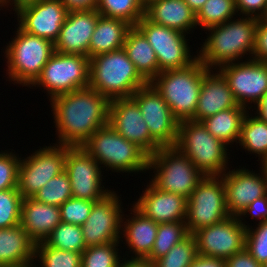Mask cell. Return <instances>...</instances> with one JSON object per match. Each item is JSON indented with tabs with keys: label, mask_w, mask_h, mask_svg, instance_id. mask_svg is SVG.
Listing matches in <instances>:
<instances>
[{
	"label": "cell",
	"mask_w": 267,
	"mask_h": 267,
	"mask_svg": "<svg viewBox=\"0 0 267 267\" xmlns=\"http://www.w3.org/2000/svg\"><path fill=\"white\" fill-rule=\"evenodd\" d=\"M56 141L69 147H82L99 128L109 123L110 100L86 87L57 96L50 101Z\"/></svg>",
	"instance_id": "1"
},
{
	"label": "cell",
	"mask_w": 267,
	"mask_h": 267,
	"mask_svg": "<svg viewBox=\"0 0 267 267\" xmlns=\"http://www.w3.org/2000/svg\"><path fill=\"white\" fill-rule=\"evenodd\" d=\"M258 21L252 16L238 15L221 25L206 29V39L204 42L201 40L198 49L194 48L198 52V59L208 69L252 59Z\"/></svg>",
	"instance_id": "2"
},
{
	"label": "cell",
	"mask_w": 267,
	"mask_h": 267,
	"mask_svg": "<svg viewBox=\"0 0 267 267\" xmlns=\"http://www.w3.org/2000/svg\"><path fill=\"white\" fill-rule=\"evenodd\" d=\"M15 25L14 35L1 51L7 63L3 78L7 76L6 81L15 86L29 87L55 52L54 43L29 34Z\"/></svg>",
	"instance_id": "3"
},
{
	"label": "cell",
	"mask_w": 267,
	"mask_h": 267,
	"mask_svg": "<svg viewBox=\"0 0 267 267\" xmlns=\"http://www.w3.org/2000/svg\"><path fill=\"white\" fill-rule=\"evenodd\" d=\"M82 147L105 171L128 176L148 172L149 155L118 134L109 123L96 130Z\"/></svg>",
	"instance_id": "4"
},
{
	"label": "cell",
	"mask_w": 267,
	"mask_h": 267,
	"mask_svg": "<svg viewBox=\"0 0 267 267\" xmlns=\"http://www.w3.org/2000/svg\"><path fill=\"white\" fill-rule=\"evenodd\" d=\"M147 84L123 48L90 59L89 87L110 101L131 97Z\"/></svg>",
	"instance_id": "5"
},
{
	"label": "cell",
	"mask_w": 267,
	"mask_h": 267,
	"mask_svg": "<svg viewBox=\"0 0 267 267\" xmlns=\"http://www.w3.org/2000/svg\"><path fill=\"white\" fill-rule=\"evenodd\" d=\"M175 147L184 153L204 176H222L232 168V150L222 140L211 135L202 122H179Z\"/></svg>",
	"instance_id": "6"
},
{
	"label": "cell",
	"mask_w": 267,
	"mask_h": 267,
	"mask_svg": "<svg viewBox=\"0 0 267 267\" xmlns=\"http://www.w3.org/2000/svg\"><path fill=\"white\" fill-rule=\"evenodd\" d=\"M209 70L197 59L186 68L160 72L150 84L163 97L179 122L194 121L202 79Z\"/></svg>",
	"instance_id": "7"
},
{
	"label": "cell",
	"mask_w": 267,
	"mask_h": 267,
	"mask_svg": "<svg viewBox=\"0 0 267 267\" xmlns=\"http://www.w3.org/2000/svg\"><path fill=\"white\" fill-rule=\"evenodd\" d=\"M148 171L152 175H149L150 180L147 181L156 188L181 195L186 199L204 178L193 162L175 146L161 147L150 155Z\"/></svg>",
	"instance_id": "8"
},
{
	"label": "cell",
	"mask_w": 267,
	"mask_h": 267,
	"mask_svg": "<svg viewBox=\"0 0 267 267\" xmlns=\"http://www.w3.org/2000/svg\"><path fill=\"white\" fill-rule=\"evenodd\" d=\"M89 70L90 59L87 56L54 52L28 88H41L46 91L50 101L57 96L89 87Z\"/></svg>",
	"instance_id": "9"
},
{
	"label": "cell",
	"mask_w": 267,
	"mask_h": 267,
	"mask_svg": "<svg viewBox=\"0 0 267 267\" xmlns=\"http://www.w3.org/2000/svg\"><path fill=\"white\" fill-rule=\"evenodd\" d=\"M152 46L157 59L159 73L166 70L183 69L198 59V52H194L187 38L192 36L176 29L158 25L150 21L145 15L136 24ZM190 45V46H189ZM196 53V54H194Z\"/></svg>",
	"instance_id": "10"
},
{
	"label": "cell",
	"mask_w": 267,
	"mask_h": 267,
	"mask_svg": "<svg viewBox=\"0 0 267 267\" xmlns=\"http://www.w3.org/2000/svg\"><path fill=\"white\" fill-rule=\"evenodd\" d=\"M52 144V145H51ZM21 157L18 167L17 189L22 198H33L53 177L65 170L67 146L51 143Z\"/></svg>",
	"instance_id": "11"
},
{
	"label": "cell",
	"mask_w": 267,
	"mask_h": 267,
	"mask_svg": "<svg viewBox=\"0 0 267 267\" xmlns=\"http://www.w3.org/2000/svg\"><path fill=\"white\" fill-rule=\"evenodd\" d=\"M230 215L221 176H204L187 199L185 223L189 234L200 228L222 222Z\"/></svg>",
	"instance_id": "12"
},
{
	"label": "cell",
	"mask_w": 267,
	"mask_h": 267,
	"mask_svg": "<svg viewBox=\"0 0 267 267\" xmlns=\"http://www.w3.org/2000/svg\"><path fill=\"white\" fill-rule=\"evenodd\" d=\"M64 171L69 177L74 198L96 202L113 191L104 187L105 171L83 147L67 146Z\"/></svg>",
	"instance_id": "13"
},
{
	"label": "cell",
	"mask_w": 267,
	"mask_h": 267,
	"mask_svg": "<svg viewBox=\"0 0 267 267\" xmlns=\"http://www.w3.org/2000/svg\"><path fill=\"white\" fill-rule=\"evenodd\" d=\"M217 70L227 81L237 103L248 110L267 92L266 62L249 59L222 65Z\"/></svg>",
	"instance_id": "14"
},
{
	"label": "cell",
	"mask_w": 267,
	"mask_h": 267,
	"mask_svg": "<svg viewBox=\"0 0 267 267\" xmlns=\"http://www.w3.org/2000/svg\"><path fill=\"white\" fill-rule=\"evenodd\" d=\"M113 189L103 199L94 202L91 213L81 226L86 247L120 241L124 204L121 194Z\"/></svg>",
	"instance_id": "15"
},
{
	"label": "cell",
	"mask_w": 267,
	"mask_h": 267,
	"mask_svg": "<svg viewBox=\"0 0 267 267\" xmlns=\"http://www.w3.org/2000/svg\"><path fill=\"white\" fill-rule=\"evenodd\" d=\"M138 104L151 137L161 146H175L179 121L156 89L148 83L131 96Z\"/></svg>",
	"instance_id": "16"
},
{
	"label": "cell",
	"mask_w": 267,
	"mask_h": 267,
	"mask_svg": "<svg viewBox=\"0 0 267 267\" xmlns=\"http://www.w3.org/2000/svg\"><path fill=\"white\" fill-rule=\"evenodd\" d=\"M198 255L227 259L245 248L246 228L238 217L198 229L193 233Z\"/></svg>",
	"instance_id": "17"
},
{
	"label": "cell",
	"mask_w": 267,
	"mask_h": 267,
	"mask_svg": "<svg viewBox=\"0 0 267 267\" xmlns=\"http://www.w3.org/2000/svg\"><path fill=\"white\" fill-rule=\"evenodd\" d=\"M258 165V171L245 168V164L236 166V169L229 168L221 176L230 216L238 217L251 202L267 194V177L263 168Z\"/></svg>",
	"instance_id": "18"
},
{
	"label": "cell",
	"mask_w": 267,
	"mask_h": 267,
	"mask_svg": "<svg viewBox=\"0 0 267 267\" xmlns=\"http://www.w3.org/2000/svg\"><path fill=\"white\" fill-rule=\"evenodd\" d=\"M109 125L126 140L138 145L149 156L161 148L151 137L139 106L132 97L110 101Z\"/></svg>",
	"instance_id": "19"
},
{
	"label": "cell",
	"mask_w": 267,
	"mask_h": 267,
	"mask_svg": "<svg viewBox=\"0 0 267 267\" xmlns=\"http://www.w3.org/2000/svg\"><path fill=\"white\" fill-rule=\"evenodd\" d=\"M68 12L61 0H39L21 8L14 18L23 31L54 43Z\"/></svg>",
	"instance_id": "20"
},
{
	"label": "cell",
	"mask_w": 267,
	"mask_h": 267,
	"mask_svg": "<svg viewBox=\"0 0 267 267\" xmlns=\"http://www.w3.org/2000/svg\"><path fill=\"white\" fill-rule=\"evenodd\" d=\"M130 207L128 213L131 215H127V213L124 214L127 212L124 211L121 221L120 243L125 244L123 245V247H125H122L123 250L127 248L125 253H123V257L130 259H147L154 246L158 224L145 216L133 204H130Z\"/></svg>",
	"instance_id": "21"
},
{
	"label": "cell",
	"mask_w": 267,
	"mask_h": 267,
	"mask_svg": "<svg viewBox=\"0 0 267 267\" xmlns=\"http://www.w3.org/2000/svg\"><path fill=\"white\" fill-rule=\"evenodd\" d=\"M139 197L132 201L133 205L145 216L157 224L185 222L187 215V199L181 195L164 192L156 188L150 181Z\"/></svg>",
	"instance_id": "22"
},
{
	"label": "cell",
	"mask_w": 267,
	"mask_h": 267,
	"mask_svg": "<svg viewBox=\"0 0 267 267\" xmlns=\"http://www.w3.org/2000/svg\"><path fill=\"white\" fill-rule=\"evenodd\" d=\"M99 16L96 9L69 11L54 42L55 52L88 57L91 37Z\"/></svg>",
	"instance_id": "23"
},
{
	"label": "cell",
	"mask_w": 267,
	"mask_h": 267,
	"mask_svg": "<svg viewBox=\"0 0 267 267\" xmlns=\"http://www.w3.org/2000/svg\"><path fill=\"white\" fill-rule=\"evenodd\" d=\"M238 105L222 74L217 69H210L202 79L194 121L201 122L209 116Z\"/></svg>",
	"instance_id": "24"
},
{
	"label": "cell",
	"mask_w": 267,
	"mask_h": 267,
	"mask_svg": "<svg viewBox=\"0 0 267 267\" xmlns=\"http://www.w3.org/2000/svg\"><path fill=\"white\" fill-rule=\"evenodd\" d=\"M60 222L58 206L44 204L34 198L22 200L20 224L35 243L43 242Z\"/></svg>",
	"instance_id": "25"
},
{
	"label": "cell",
	"mask_w": 267,
	"mask_h": 267,
	"mask_svg": "<svg viewBox=\"0 0 267 267\" xmlns=\"http://www.w3.org/2000/svg\"><path fill=\"white\" fill-rule=\"evenodd\" d=\"M145 16L153 23L187 35L198 30L196 14L184 0H154L145 7Z\"/></svg>",
	"instance_id": "26"
},
{
	"label": "cell",
	"mask_w": 267,
	"mask_h": 267,
	"mask_svg": "<svg viewBox=\"0 0 267 267\" xmlns=\"http://www.w3.org/2000/svg\"><path fill=\"white\" fill-rule=\"evenodd\" d=\"M36 243L18 224L0 228V267L22 266L34 262Z\"/></svg>",
	"instance_id": "27"
},
{
	"label": "cell",
	"mask_w": 267,
	"mask_h": 267,
	"mask_svg": "<svg viewBox=\"0 0 267 267\" xmlns=\"http://www.w3.org/2000/svg\"><path fill=\"white\" fill-rule=\"evenodd\" d=\"M132 27L122 19L100 15L91 37L88 58L122 49L127 33Z\"/></svg>",
	"instance_id": "28"
},
{
	"label": "cell",
	"mask_w": 267,
	"mask_h": 267,
	"mask_svg": "<svg viewBox=\"0 0 267 267\" xmlns=\"http://www.w3.org/2000/svg\"><path fill=\"white\" fill-rule=\"evenodd\" d=\"M123 49L148 83L159 74L157 56L147 38L136 26L128 31Z\"/></svg>",
	"instance_id": "29"
},
{
	"label": "cell",
	"mask_w": 267,
	"mask_h": 267,
	"mask_svg": "<svg viewBox=\"0 0 267 267\" xmlns=\"http://www.w3.org/2000/svg\"><path fill=\"white\" fill-rule=\"evenodd\" d=\"M247 112L246 107L238 105L209 116L201 122L215 138L222 140L231 148L234 143L238 147L241 125Z\"/></svg>",
	"instance_id": "30"
},
{
	"label": "cell",
	"mask_w": 267,
	"mask_h": 267,
	"mask_svg": "<svg viewBox=\"0 0 267 267\" xmlns=\"http://www.w3.org/2000/svg\"><path fill=\"white\" fill-rule=\"evenodd\" d=\"M238 143V149L258 157L259 164L267 160V123L251 110L244 116Z\"/></svg>",
	"instance_id": "31"
},
{
	"label": "cell",
	"mask_w": 267,
	"mask_h": 267,
	"mask_svg": "<svg viewBox=\"0 0 267 267\" xmlns=\"http://www.w3.org/2000/svg\"><path fill=\"white\" fill-rule=\"evenodd\" d=\"M238 16L235 0H207L196 14V23L201 31L221 25Z\"/></svg>",
	"instance_id": "32"
},
{
	"label": "cell",
	"mask_w": 267,
	"mask_h": 267,
	"mask_svg": "<svg viewBox=\"0 0 267 267\" xmlns=\"http://www.w3.org/2000/svg\"><path fill=\"white\" fill-rule=\"evenodd\" d=\"M96 10L101 16L122 19L132 26L145 15L140 0H98Z\"/></svg>",
	"instance_id": "33"
},
{
	"label": "cell",
	"mask_w": 267,
	"mask_h": 267,
	"mask_svg": "<svg viewBox=\"0 0 267 267\" xmlns=\"http://www.w3.org/2000/svg\"><path fill=\"white\" fill-rule=\"evenodd\" d=\"M44 242L57 249L82 253L86 247L81 226L60 222Z\"/></svg>",
	"instance_id": "34"
},
{
	"label": "cell",
	"mask_w": 267,
	"mask_h": 267,
	"mask_svg": "<svg viewBox=\"0 0 267 267\" xmlns=\"http://www.w3.org/2000/svg\"><path fill=\"white\" fill-rule=\"evenodd\" d=\"M189 235L185 222H170L158 224L154 246L147 260L154 262L166 255L177 243Z\"/></svg>",
	"instance_id": "35"
},
{
	"label": "cell",
	"mask_w": 267,
	"mask_h": 267,
	"mask_svg": "<svg viewBox=\"0 0 267 267\" xmlns=\"http://www.w3.org/2000/svg\"><path fill=\"white\" fill-rule=\"evenodd\" d=\"M119 246L122 247L120 241H116L85 248L81 253V267H119L123 259Z\"/></svg>",
	"instance_id": "36"
},
{
	"label": "cell",
	"mask_w": 267,
	"mask_h": 267,
	"mask_svg": "<svg viewBox=\"0 0 267 267\" xmlns=\"http://www.w3.org/2000/svg\"><path fill=\"white\" fill-rule=\"evenodd\" d=\"M34 262L37 267H81V253L50 247L43 241L36 243Z\"/></svg>",
	"instance_id": "37"
},
{
	"label": "cell",
	"mask_w": 267,
	"mask_h": 267,
	"mask_svg": "<svg viewBox=\"0 0 267 267\" xmlns=\"http://www.w3.org/2000/svg\"><path fill=\"white\" fill-rule=\"evenodd\" d=\"M198 255L196 239L189 234L174 245L166 255L154 261L155 267H189Z\"/></svg>",
	"instance_id": "38"
},
{
	"label": "cell",
	"mask_w": 267,
	"mask_h": 267,
	"mask_svg": "<svg viewBox=\"0 0 267 267\" xmlns=\"http://www.w3.org/2000/svg\"><path fill=\"white\" fill-rule=\"evenodd\" d=\"M72 196L69 177L65 171L50 179L33 197L36 201L60 207Z\"/></svg>",
	"instance_id": "39"
},
{
	"label": "cell",
	"mask_w": 267,
	"mask_h": 267,
	"mask_svg": "<svg viewBox=\"0 0 267 267\" xmlns=\"http://www.w3.org/2000/svg\"><path fill=\"white\" fill-rule=\"evenodd\" d=\"M22 200L17 188L0 190V228L20 224Z\"/></svg>",
	"instance_id": "40"
},
{
	"label": "cell",
	"mask_w": 267,
	"mask_h": 267,
	"mask_svg": "<svg viewBox=\"0 0 267 267\" xmlns=\"http://www.w3.org/2000/svg\"><path fill=\"white\" fill-rule=\"evenodd\" d=\"M245 248L260 264L267 261V221L246 229Z\"/></svg>",
	"instance_id": "41"
},
{
	"label": "cell",
	"mask_w": 267,
	"mask_h": 267,
	"mask_svg": "<svg viewBox=\"0 0 267 267\" xmlns=\"http://www.w3.org/2000/svg\"><path fill=\"white\" fill-rule=\"evenodd\" d=\"M95 201L71 197L59 208L61 222L82 226L89 217Z\"/></svg>",
	"instance_id": "42"
},
{
	"label": "cell",
	"mask_w": 267,
	"mask_h": 267,
	"mask_svg": "<svg viewBox=\"0 0 267 267\" xmlns=\"http://www.w3.org/2000/svg\"><path fill=\"white\" fill-rule=\"evenodd\" d=\"M21 156L22 154L19 157V154L12 149L0 151V190L17 188L18 167Z\"/></svg>",
	"instance_id": "43"
},
{
	"label": "cell",
	"mask_w": 267,
	"mask_h": 267,
	"mask_svg": "<svg viewBox=\"0 0 267 267\" xmlns=\"http://www.w3.org/2000/svg\"><path fill=\"white\" fill-rule=\"evenodd\" d=\"M249 216L252 218L251 221L255 220L256 224L267 221V194L251 202L238 216L240 223L246 229L251 226L250 223L245 221L246 217Z\"/></svg>",
	"instance_id": "44"
},
{
	"label": "cell",
	"mask_w": 267,
	"mask_h": 267,
	"mask_svg": "<svg viewBox=\"0 0 267 267\" xmlns=\"http://www.w3.org/2000/svg\"><path fill=\"white\" fill-rule=\"evenodd\" d=\"M235 5L240 16L265 19L267 0H235Z\"/></svg>",
	"instance_id": "45"
},
{
	"label": "cell",
	"mask_w": 267,
	"mask_h": 267,
	"mask_svg": "<svg viewBox=\"0 0 267 267\" xmlns=\"http://www.w3.org/2000/svg\"><path fill=\"white\" fill-rule=\"evenodd\" d=\"M252 59L267 63V20L259 19L256 33L255 46Z\"/></svg>",
	"instance_id": "46"
},
{
	"label": "cell",
	"mask_w": 267,
	"mask_h": 267,
	"mask_svg": "<svg viewBox=\"0 0 267 267\" xmlns=\"http://www.w3.org/2000/svg\"><path fill=\"white\" fill-rule=\"evenodd\" d=\"M225 261L226 267H263L262 264L251 256L246 248L236 252L231 257L225 259Z\"/></svg>",
	"instance_id": "47"
},
{
	"label": "cell",
	"mask_w": 267,
	"mask_h": 267,
	"mask_svg": "<svg viewBox=\"0 0 267 267\" xmlns=\"http://www.w3.org/2000/svg\"><path fill=\"white\" fill-rule=\"evenodd\" d=\"M189 267H226V261L223 258L197 255Z\"/></svg>",
	"instance_id": "48"
},
{
	"label": "cell",
	"mask_w": 267,
	"mask_h": 267,
	"mask_svg": "<svg viewBox=\"0 0 267 267\" xmlns=\"http://www.w3.org/2000/svg\"><path fill=\"white\" fill-rule=\"evenodd\" d=\"M68 11L96 9L98 0H61Z\"/></svg>",
	"instance_id": "49"
},
{
	"label": "cell",
	"mask_w": 267,
	"mask_h": 267,
	"mask_svg": "<svg viewBox=\"0 0 267 267\" xmlns=\"http://www.w3.org/2000/svg\"><path fill=\"white\" fill-rule=\"evenodd\" d=\"M37 1L39 0H0V11L5 9V11L10 10L14 12L13 14H16L21 8L32 5Z\"/></svg>",
	"instance_id": "50"
},
{
	"label": "cell",
	"mask_w": 267,
	"mask_h": 267,
	"mask_svg": "<svg viewBox=\"0 0 267 267\" xmlns=\"http://www.w3.org/2000/svg\"><path fill=\"white\" fill-rule=\"evenodd\" d=\"M119 267H155L154 262L147 259H122Z\"/></svg>",
	"instance_id": "51"
},
{
	"label": "cell",
	"mask_w": 267,
	"mask_h": 267,
	"mask_svg": "<svg viewBox=\"0 0 267 267\" xmlns=\"http://www.w3.org/2000/svg\"><path fill=\"white\" fill-rule=\"evenodd\" d=\"M253 113L258 115L262 120L267 123V92L262 96L259 103L252 108Z\"/></svg>",
	"instance_id": "52"
},
{
	"label": "cell",
	"mask_w": 267,
	"mask_h": 267,
	"mask_svg": "<svg viewBox=\"0 0 267 267\" xmlns=\"http://www.w3.org/2000/svg\"><path fill=\"white\" fill-rule=\"evenodd\" d=\"M207 0H184V2L197 14Z\"/></svg>",
	"instance_id": "53"
},
{
	"label": "cell",
	"mask_w": 267,
	"mask_h": 267,
	"mask_svg": "<svg viewBox=\"0 0 267 267\" xmlns=\"http://www.w3.org/2000/svg\"><path fill=\"white\" fill-rule=\"evenodd\" d=\"M260 166L263 168V170H264V172H265V174H266V177H267V160L264 161V162H262V163L260 164Z\"/></svg>",
	"instance_id": "54"
},
{
	"label": "cell",
	"mask_w": 267,
	"mask_h": 267,
	"mask_svg": "<svg viewBox=\"0 0 267 267\" xmlns=\"http://www.w3.org/2000/svg\"><path fill=\"white\" fill-rule=\"evenodd\" d=\"M13 267H37L35 262H31L29 264L26 265H22V266H13Z\"/></svg>",
	"instance_id": "55"
},
{
	"label": "cell",
	"mask_w": 267,
	"mask_h": 267,
	"mask_svg": "<svg viewBox=\"0 0 267 267\" xmlns=\"http://www.w3.org/2000/svg\"><path fill=\"white\" fill-rule=\"evenodd\" d=\"M144 7L148 6L154 0H140Z\"/></svg>",
	"instance_id": "56"
},
{
	"label": "cell",
	"mask_w": 267,
	"mask_h": 267,
	"mask_svg": "<svg viewBox=\"0 0 267 267\" xmlns=\"http://www.w3.org/2000/svg\"><path fill=\"white\" fill-rule=\"evenodd\" d=\"M263 267H267V261L263 264Z\"/></svg>",
	"instance_id": "57"
},
{
	"label": "cell",
	"mask_w": 267,
	"mask_h": 267,
	"mask_svg": "<svg viewBox=\"0 0 267 267\" xmlns=\"http://www.w3.org/2000/svg\"><path fill=\"white\" fill-rule=\"evenodd\" d=\"M265 19L267 20V8H266V14H265Z\"/></svg>",
	"instance_id": "58"
}]
</instances>
